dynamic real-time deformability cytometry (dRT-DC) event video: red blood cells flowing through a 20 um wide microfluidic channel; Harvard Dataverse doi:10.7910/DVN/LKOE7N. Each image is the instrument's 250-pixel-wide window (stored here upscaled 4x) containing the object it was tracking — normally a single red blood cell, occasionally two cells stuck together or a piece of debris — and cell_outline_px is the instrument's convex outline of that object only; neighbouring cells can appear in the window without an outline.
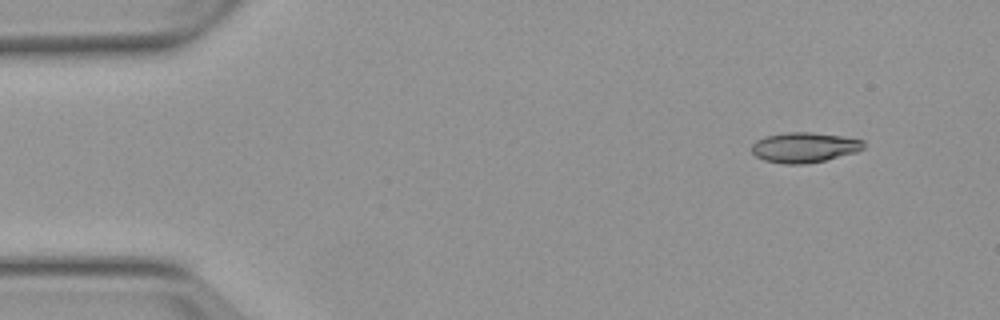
{"species": "Egyptian fruit bat (a non-hibernating species)", "species_latin": "Rousettus aegyptiacus", "temperature_condition": "warm", "stored_images_in_passage": 5, "camera_frame_rate_fps": 3000, "um_per_image_px": 0.085, "animal": {"sex": "female"}, "frame": {"image": 1, "passage_image": 2, "time_ms": 1.0, "image_size_px": [1000, 320], "cell_outline_px": [[864, 148], [856, 152], [808, 164], [784, 164], [764, 160], [756, 156], [752, 152], [752, 144], [756, 140], [764, 136], [788, 132], [808, 132], [844, 136], [864, 140]], "centroid_in_image_um": [68.36, 12.53], "position_along_channel_um": 16.6, "area_um2": 19.71}}
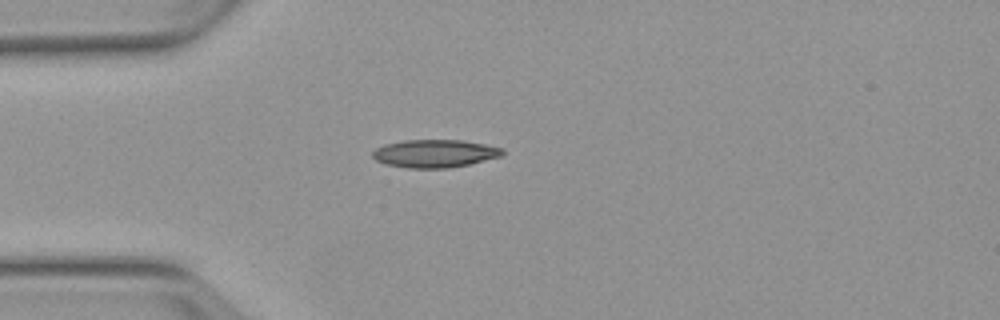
{"frame": {"image": 2, "passage_image": 4, "time_ms": 4.0, "image_size_px": [1000, 320], "cell_outline_px": [[504, 156], [468, 164], [448, 168], [408, 168], [388, 164], [376, 160], [372, 156], [372, 152], [376, 148], [384, 144], [404, 140], [464, 140], [504, 148]], "centroid_in_image_um": [36.99, 13.04], "position_along_channel_um": 48.0, "area_um2": 21.15}}